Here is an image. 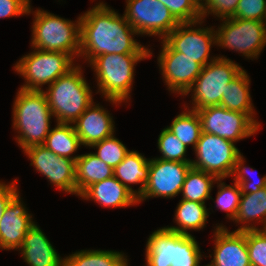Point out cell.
<instances>
[{
	"mask_svg": "<svg viewBox=\"0 0 266 266\" xmlns=\"http://www.w3.org/2000/svg\"><path fill=\"white\" fill-rule=\"evenodd\" d=\"M239 0H206L205 5L200 9L202 19L214 15L220 21L222 19L232 18L237 10Z\"/></svg>",
	"mask_w": 266,
	"mask_h": 266,
	"instance_id": "38",
	"label": "cell"
},
{
	"mask_svg": "<svg viewBox=\"0 0 266 266\" xmlns=\"http://www.w3.org/2000/svg\"><path fill=\"white\" fill-rule=\"evenodd\" d=\"M80 197L112 209L138 204L137 198L114 176L90 185Z\"/></svg>",
	"mask_w": 266,
	"mask_h": 266,
	"instance_id": "20",
	"label": "cell"
},
{
	"mask_svg": "<svg viewBox=\"0 0 266 266\" xmlns=\"http://www.w3.org/2000/svg\"><path fill=\"white\" fill-rule=\"evenodd\" d=\"M175 259V232L165 227L150 234L146 242V266H171Z\"/></svg>",
	"mask_w": 266,
	"mask_h": 266,
	"instance_id": "25",
	"label": "cell"
},
{
	"mask_svg": "<svg viewBox=\"0 0 266 266\" xmlns=\"http://www.w3.org/2000/svg\"><path fill=\"white\" fill-rule=\"evenodd\" d=\"M180 22H195L202 19L200 9L192 0H159Z\"/></svg>",
	"mask_w": 266,
	"mask_h": 266,
	"instance_id": "37",
	"label": "cell"
},
{
	"mask_svg": "<svg viewBox=\"0 0 266 266\" xmlns=\"http://www.w3.org/2000/svg\"><path fill=\"white\" fill-rule=\"evenodd\" d=\"M151 55L150 49V53L102 54L95 57L88 65L96 75L97 93L102 94L112 105L128 103L131 99L135 66L152 57Z\"/></svg>",
	"mask_w": 266,
	"mask_h": 266,
	"instance_id": "2",
	"label": "cell"
},
{
	"mask_svg": "<svg viewBox=\"0 0 266 266\" xmlns=\"http://www.w3.org/2000/svg\"><path fill=\"white\" fill-rule=\"evenodd\" d=\"M157 146L161 156L158 159L191 163L186 158L187 147L167 128L161 130L158 136Z\"/></svg>",
	"mask_w": 266,
	"mask_h": 266,
	"instance_id": "33",
	"label": "cell"
},
{
	"mask_svg": "<svg viewBox=\"0 0 266 266\" xmlns=\"http://www.w3.org/2000/svg\"><path fill=\"white\" fill-rule=\"evenodd\" d=\"M31 48L70 54L74 59L80 54V19L71 21L42 9L33 11Z\"/></svg>",
	"mask_w": 266,
	"mask_h": 266,
	"instance_id": "5",
	"label": "cell"
},
{
	"mask_svg": "<svg viewBox=\"0 0 266 266\" xmlns=\"http://www.w3.org/2000/svg\"><path fill=\"white\" fill-rule=\"evenodd\" d=\"M157 57L163 81L171 93L183 96L192 86L202 66L183 53L175 51L164 39Z\"/></svg>",
	"mask_w": 266,
	"mask_h": 266,
	"instance_id": "15",
	"label": "cell"
},
{
	"mask_svg": "<svg viewBox=\"0 0 266 266\" xmlns=\"http://www.w3.org/2000/svg\"><path fill=\"white\" fill-rule=\"evenodd\" d=\"M17 181V179H14L11 183L8 182V184L0 181V222L9 202L19 192L16 184Z\"/></svg>",
	"mask_w": 266,
	"mask_h": 266,
	"instance_id": "41",
	"label": "cell"
},
{
	"mask_svg": "<svg viewBox=\"0 0 266 266\" xmlns=\"http://www.w3.org/2000/svg\"><path fill=\"white\" fill-rule=\"evenodd\" d=\"M250 82L247 71L243 70L233 81L227 84L220 106L225 107L227 110L248 114L261 126L260 122L254 117L256 113L250 95Z\"/></svg>",
	"mask_w": 266,
	"mask_h": 266,
	"instance_id": "23",
	"label": "cell"
},
{
	"mask_svg": "<svg viewBox=\"0 0 266 266\" xmlns=\"http://www.w3.org/2000/svg\"><path fill=\"white\" fill-rule=\"evenodd\" d=\"M191 163L149 158L148 182L138 204L154 197L174 198L181 193Z\"/></svg>",
	"mask_w": 266,
	"mask_h": 266,
	"instance_id": "13",
	"label": "cell"
},
{
	"mask_svg": "<svg viewBox=\"0 0 266 266\" xmlns=\"http://www.w3.org/2000/svg\"><path fill=\"white\" fill-rule=\"evenodd\" d=\"M90 148L97 149V152H94L93 154L113 169L119 165L130 152V150H128V148L116 138L114 134L93 144Z\"/></svg>",
	"mask_w": 266,
	"mask_h": 266,
	"instance_id": "34",
	"label": "cell"
},
{
	"mask_svg": "<svg viewBox=\"0 0 266 266\" xmlns=\"http://www.w3.org/2000/svg\"><path fill=\"white\" fill-rule=\"evenodd\" d=\"M33 49V52L21 57L13 66L14 71L25 81L20 89L44 91L43 85L49 86L78 64L74 63V58L70 54Z\"/></svg>",
	"mask_w": 266,
	"mask_h": 266,
	"instance_id": "6",
	"label": "cell"
},
{
	"mask_svg": "<svg viewBox=\"0 0 266 266\" xmlns=\"http://www.w3.org/2000/svg\"><path fill=\"white\" fill-rule=\"evenodd\" d=\"M93 102L73 123L80 142L85 147L110 137L115 132V122L111 114L103 106Z\"/></svg>",
	"mask_w": 266,
	"mask_h": 266,
	"instance_id": "18",
	"label": "cell"
},
{
	"mask_svg": "<svg viewBox=\"0 0 266 266\" xmlns=\"http://www.w3.org/2000/svg\"><path fill=\"white\" fill-rule=\"evenodd\" d=\"M124 16L141 36H157L163 40L180 22L159 0H125Z\"/></svg>",
	"mask_w": 266,
	"mask_h": 266,
	"instance_id": "10",
	"label": "cell"
},
{
	"mask_svg": "<svg viewBox=\"0 0 266 266\" xmlns=\"http://www.w3.org/2000/svg\"><path fill=\"white\" fill-rule=\"evenodd\" d=\"M192 1L199 9H201L206 2V0H192Z\"/></svg>",
	"mask_w": 266,
	"mask_h": 266,
	"instance_id": "42",
	"label": "cell"
},
{
	"mask_svg": "<svg viewBox=\"0 0 266 266\" xmlns=\"http://www.w3.org/2000/svg\"><path fill=\"white\" fill-rule=\"evenodd\" d=\"M216 45L257 59L266 46V22L241 18L222 19L215 30Z\"/></svg>",
	"mask_w": 266,
	"mask_h": 266,
	"instance_id": "8",
	"label": "cell"
},
{
	"mask_svg": "<svg viewBox=\"0 0 266 266\" xmlns=\"http://www.w3.org/2000/svg\"><path fill=\"white\" fill-rule=\"evenodd\" d=\"M114 176V169L92 152L81 154L76 160V195L80 196L90 185Z\"/></svg>",
	"mask_w": 266,
	"mask_h": 266,
	"instance_id": "24",
	"label": "cell"
},
{
	"mask_svg": "<svg viewBox=\"0 0 266 266\" xmlns=\"http://www.w3.org/2000/svg\"><path fill=\"white\" fill-rule=\"evenodd\" d=\"M203 23V19L180 23L164 38L175 51L195 60L202 67L218 58L210 57L211 47L216 45L215 28L200 26Z\"/></svg>",
	"mask_w": 266,
	"mask_h": 266,
	"instance_id": "12",
	"label": "cell"
},
{
	"mask_svg": "<svg viewBox=\"0 0 266 266\" xmlns=\"http://www.w3.org/2000/svg\"><path fill=\"white\" fill-rule=\"evenodd\" d=\"M200 251L199 244L193 235L175 232V259L171 266H200L203 257Z\"/></svg>",
	"mask_w": 266,
	"mask_h": 266,
	"instance_id": "31",
	"label": "cell"
},
{
	"mask_svg": "<svg viewBox=\"0 0 266 266\" xmlns=\"http://www.w3.org/2000/svg\"><path fill=\"white\" fill-rule=\"evenodd\" d=\"M12 126L18 135L15 140L22 150L34 145H43L51 130V113L43 91L20 89L12 108Z\"/></svg>",
	"mask_w": 266,
	"mask_h": 266,
	"instance_id": "3",
	"label": "cell"
},
{
	"mask_svg": "<svg viewBox=\"0 0 266 266\" xmlns=\"http://www.w3.org/2000/svg\"><path fill=\"white\" fill-rule=\"evenodd\" d=\"M213 259L205 266H251L245 231H229L225 225H217L213 234Z\"/></svg>",
	"mask_w": 266,
	"mask_h": 266,
	"instance_id": "16",
	"label": "cell"
},
{
	"mask_svg": "<svg viewBox=\"0 0 266 266\" xmlns=\"http://www.w3.org/2000/svg\"><path fill=\"white\" fill-rule=\"evenodd\" d=\"M149 176V159L138 151H130L123 161L114 168V177L137 199L142 195ZM140 184L135 190L131 185Z\"/></svg>",
	"mask_w": 266,
	"mask_h": 266,
	"instance_id": "21",
	"label": "cell"
},
{
	"mask_svg": "<svg viewBox=\"0 0 266 266\" xmlns=\"http://www.w3.org/2000/svg\"><path fill=\"white\" fill-rule=\"evenodd\" d=\"M234 221L238 225L242 224L236 231L266 229V187L254 193L241 195ZM256 222L262 223L263 228L256 227L254 225L257 224Z\"/></svg>",
	"mask_w": 266,
	"mask_h": 266,
	"instance_id": "22",
	"label": "cell"
},
{
	"mask_svg": "<svg viewBox=\"0 0 266 266\" xmlns=\"http://www.w3.org/2000/svg\"><path fill=\"white\" fill-rule=\"evenodd\" d=\"M107 3L99 2L81 14L80 19V54L90 63L102 54L150 53V49L134 39L139 35Z\"/></svg>",
	"mask_w": 266,
	"mask_h": 266,
	"instance_id": "1",
	"label": "cell"
},
{
	"mask_svg": "<svg viewBox=\"0 0 266 266\" xmlns=\"http://www.w3.org/2000/svg\"><path fill=\"white\" fill-rule=\"evenodd\" d=\"M184 107V111L177 115L167 128L187 148L189 145H192V149H194L202 133L201 121L195 110L189 109V106H186V104Z\"/></svg>",
	"mask_w": 266,
	"mask_h": 266,
	"instance_id": "30",
	"label": "cell"
},
{
	"mask_svg": "<svg viewBox=\"0 0 266 266\" xmlns=\"http://www.w3.org/2000/svg\"><path fill=\"white\" fill-rule=\"evenodd\" d=\"M18 192L6 207L0 222V249L19 250L23 244L26 233L35 223L33 215L23 204Z\"/></svg>",
	"mask_w": 266,
	"mask_h": 266,
	"instance_id": "17",
	"label": "cell"
},
{
	"mask_svg": "<svg viewBox=\"0 0 266 266\" xmlns=\"http://www.w3.org/2000/svg\"><path fill=\"white\" fill-rule=\"evenodd\" d=\"M127 255L114 250H80L64 257V266H126Z\"/></svg>",
	"mask_w": 266,
	"mask_h": 266,
	"instance_id": "28",
	"label": "cell"
},
{
	"mask_svg": "<svg viewBox=\"0 0 266 266\" xmlns=\"http://www.w3.org/2000/svg\"><path fill=\"white\" fill-rule=\"evenodd\" d=\"M30 165L45 176L60 191L76 195V161L59 157L43 145H34L23 150Z\"/></svg>",
	"mask_w": 266,
	"mask_h": 266,
	"instance_id": "14",
	"label": "cell"
},
{
	"mask_svg": "<svg viewBox=\"0 0 266 266\" xmlns=\"http://www.w3.org/2000/svg\"><path fill=\"white\" fill-rule=\"evenodd\" d=\"M24 262L29 266H64L61 257L41 228L34 223L26 233L21 248Z\"/></svg>",
	"mask_w": 266,
	"mask_h": 266,
	"instance_id": "19",
	"label": "cell"
},
{
	"mask_svg": "<svg viewBox=\"0 0 266 266\" xmlns=\"http://www.w3.org/2000/svg\"><path fill=\"white\" fill-rule=\"evenodd\" d=\"M194 152L196 159L192 160V167L214 175L217 179L230 177L241 155L232 141L205 132L201 133Z\"/></svg>",
	"mask_w": 266,
	"mask_h": 266,
	"instance_id": "9",
	"label": "cell"
},
{
	"mask_svg": "<svg viewBox=\"0 0 266 266\" xmlns=\"http://www.w3.org/2000/svg\"><path fill=\"white\" fill-rule=\"evenodd\" d=\"M175 210V223L178 226H168L167 229L183 235H192L188 230L200 231L207 223L209 210L205 203L181 199Z\"/></svg>",
	"mask_w": 266,
	"mask_h": 266,
	"instance_id": "26",
	"label": "cell"
},
{
	"mask_svg": "<svg viewBox=\"0 0 266 266\" xmlns=\"http://www.w3.org/2000/svg\"><path fill=\"white\" fill-rule=\"evenodd\" d=\"M251 266H266V229L246 230Z\"/></svg>",
	"mask_w": 266,
	"mask_h": 266,
	"instance_id": "36",
	"label": "cell"
},
{
	"mask_svg": "<svg viewBox=\"0 0 266 266\" xmlns=\"http://www.w3.org/2000/svg\"><path fill=\"white\" fill-rule=\"evenodd\" d=\"M245 162H246L245 158L243 154H241L237 158L233 172L231 174V177L234 178L233 181L240 185L241 193L242 194L254 193L266 187V175H264L263 177H261L259 180L256 181L253 180L254 177L253 179H251L252 172L256 170H254L252 167L249 169L247 166H244Z\"/></svg>",
	"mask_w": 266,
	"mask_h": 266,
	"instance_id": "35",
	"label": "cell"
},
{
	"mask_svg": "<svg viewBox=\"0 0 266 266\" xmlns=\"http://www.w3.org/2000/svg\"><path fill=\"white\" fill-rule=\"evenodd\" d=\"M83 72L81 65L76 64L43 91L56 122L73 124L94 102Z\"/></svg>",
	"mask_w": 266,
	"mask_h": 266,
	"instance_id": "4",
	"label": "cell"
},
{
	"mask_svg": "<svg viewBox=\"0 0 266 266\" xmlns=\"http://www.w3.org/2000/svg\"><path fill=\"white\" fill-rule=\"evenodd\" d=\"M222 181L223 179L216 180L218 191L214 203L218 209L226 212L227 218L234 222L241 200V188L236 182L233 185H227Z\"/></svg>",
	"mask_w": 266,
	"mask_h": 266,
	"instance_id": "32",
	"label": "cell"
},
{
	"mask_svg": "<svg viewBox=\"0 0 266 266\" xmlns=\"http://www.w3.org/2000/svg\"><path fill=\"white\" fill-rule=\"evenodd\" d=\"M244 69L229 58H218L204 67L192 86L183 95L191 92L192 110H199L210 106L220 105L223 92L227 84L233 81Z\"/></svg>",
	"mask_w": 266,
	"mask_h": 266,
	"instance_id": "7",
	"label": "cell"
},
{
	"mask_svg": "<svg viewBox=\"0 0 266 266\" xmlns=\"http://www.w3.org/2000/svg\"><path fill=\"white\" fill-rule=\"evenodd\" d=\"M232 18L266 22V0H239Z\"/></svg>",
	"mask_w": 266,
	"mask_h": 266,
	"instance_id": "39",
	"label": "cell"
},
{
	"mask_svg": "<svg viewBox=\"0 0 266 266\" xmlns=\"http://www.w3.org/2000/svg\"><path fill=\"white\" fill-rule=\"evenodd\" d=\"M216 180L214 175L191 167L182 186V199L198 203H205L209 199L213 200L211 191Z\"/></svg>",
	"mask_w": 266,
	"mask_h": 266,
	"instance_id": "29",
	"label": "cell"
},
{
	"mask_svg": "<svg viewBox=\"0 0 266 266\" xmlns=\"http://www.w3.org/2000/svg\"><path fill=\"white\" fill-rule=\"evenodd\" d=\"M52 128L43 144L47 149L59 157L77 160L80 155L73 156L81 147L80 139L71 123H58Z\"/></svg>",
	"mask_w": 266,
	"mask_h": 266,
	"instance_id": "27",
	"label": "cell"
},
{
	"mask_svg": "<svg viewBox=\"0 0 266 266\" xmlns=\"http://www.w3.org/2000/svg\"><path fill=\"white\" fill-rule=\"evenodd\" d=\"M202 132L217 135L233 143L255 135L260 126L248 115L220 105L196 110Z\"/></svg>",
	"mask_w": 266,
	"mask_h": 266,
	"instance_id": "11",
	"label": "cell"
},
{
	"mask_svg": "<svg viewBox=\"0 0 266 266\" xmlns=\"http://www.w3.org/2000/svg\"><path fill=\"white\" fill-rule=\"evenodd\" d=\"M30 0H0V19L28 15Z\"/></svg>",
	"mask_w": 266,
	"mask_h": 266,
	"instance_id": "40",
	"label": "cell"
}]
</instances>
